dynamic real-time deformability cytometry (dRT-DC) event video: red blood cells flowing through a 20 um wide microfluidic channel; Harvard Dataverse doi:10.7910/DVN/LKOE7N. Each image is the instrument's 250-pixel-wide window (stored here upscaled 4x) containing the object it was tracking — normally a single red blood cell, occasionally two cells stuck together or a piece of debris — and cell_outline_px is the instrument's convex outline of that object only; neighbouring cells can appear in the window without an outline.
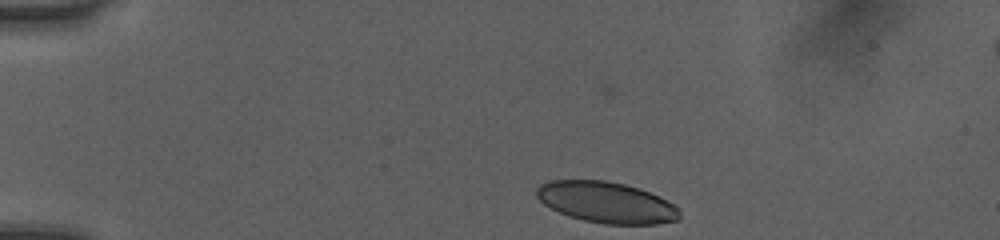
{"species": "human", "species_latin": "Homo sapiens", "temperature_condition": "room temperature", "stored_images_in_passage": 37, "camera_frame_rate_fps": 3000, "um_per_image_px": 0.085, "donor": {"sex": "female"}, "frame": {"image": 1, "passage_image": 1, "time_ms": 0.0, "image_size_px": [1000, 240], "cell_outline_px": [[680, 220], [656, 224], [604, 224], [584, 220], [560, 212], [544, 204], [536, 196], [536, 188], [540, 184], [548, 180], [608, 180], [640, 188], [660, 196], [672, 204], [680, 212]], "centroid_in_image_um": [51.55, 17.19], "position_along_channel_um": 33.4, "area_um2": 34.22}}
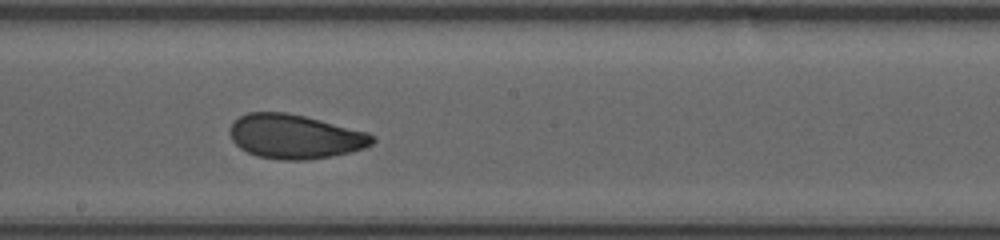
{"frame": {"image": 2, "passage_image": 20, "time_ms": 6.333, "image_size_px": [1000, 240], "cell_outline_px": [[376, 140], [372, 144], [364, 148], [352, 152], [332, 156], [308, 160], [280, 160], [256, 156], [240, 148], [232, 140], [228, 132], [228, 128], [240, 116], [248, 112], [284, 112], [304, 116], [368, 132]], "centroid_in_image_um": [25.06, 11.61], "position_along_channel_um": 223.1, "area_um2": 36.82}}
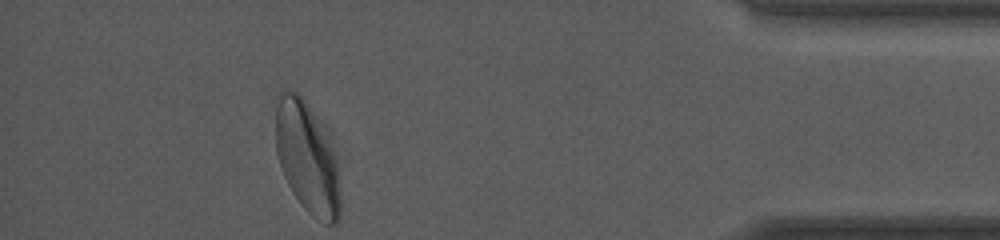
{"frame": {"image": 3, "passage_image": 37, "time_ms": 12.0, "image_size_px": [1000, 240], "cell_outline_px": [[340, 220], [336, 224], [328, 224], [312, 216], [300, 204], [292, 192], [284, 176], [276, 152], [276, 108], [280, 88], [296, 92], [304, 100], [336, 164], [340, 188]], "centroid_in_image_um": [26.05, 13.52], "position_along_channel_um": 409.1, "area_um2": 40.17}, "authors_computed_cell_mechanics": {"area_um2": 36.8186, "velocity_mm_per_s": 4.0548, "shape_relaxation_time_tau1_ms": 3.5401, "shape_relaxation_time_tau2_ms": 1.3107, "deformation_change_tau1": 0.1186, "deformation_change_tau2": 0.0671}}